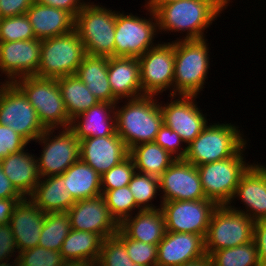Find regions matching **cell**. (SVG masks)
Returning a JSON list of instances; mask_svg holds the SVG:
<instances>
[{"instance_id":"obj_12","label":"cell","mask_w":266,"mask_h":266,"mask_svg":"<svg viewBox=\"0 0 266 266\" xmlns=\"http://www.w3.org/2000/svg\"><path fill=\"white\" fill-rule=\"evenodd\" d=\"M0 124L9 126L28 142H35L46 130L24 93L14 83L7 82L0 88Z\"/></svg>"},{"instance_id":"obj_4","label":"cell","mask_w":266,"mask_h":266,"mask_svg":"<svg viewBox=\"0 0 266 266\" xmlns=\"http://www.w3.org/2000/svg\"><path fill=\"white\" fill-rule=\"evenodd\" d=\"M231 123H210L187 146L184 160L199 166L236 155L246 144L244 135Z\"/></svg>"},{"instance_id":"obj_6","label":"cell","mask_w":266,"mask_h":266,"mask_svg":"<svg viewBox=\"0 0 266 266\" xmlns=\"http://www.w3.org/2000/svg\"><path fill=\"white\" fill-rule=\"evenodd\" d=\"M27 97L36 110L38 119L45 129L69 128L68 115L57 79L26 76L13 82Z\"/></svg>"},{"instance_id":"obj_20","label":"cell","mask_w":266,"mask_h":266,"mask_svg":"<svg viewBox=\"0 0 266 266\" xmlns=\"http://www.w3.org/2000/svg\"><path fill=\"white\" fill-rule=\"evenodd\" d=\"M129 156V150L117 132L104 137L80 140V159L100 176Z\"/></svg>"},{"instance_id":"obj_29","label":"cell","mask_w":266,"mask_h":266,"mask_svg":"<svg viewBox=\"0 0 266 266\" xmlns=\"http://www.w3.org/2000/svg\"><path fill=\"white\" fill-rule=\"evenodd\" d=\"M109 57L86 55L78 66L76 76L85 83L99 102L117 103L108 80Z\"/></svg>"},{"instance_id":"obj_5","label":"cell","mask_w":266,"mask_h":266,"mask_svg":"<svg viewBox=\"0 0 266 266\" xmlns=\"http://www.w3.org/2000/svg\"><path fill=\"white\" fill-rule=\"evenodd\" d=\"M116 11L87 2L75 17L77 32L86 55L114 57Z\"/></svg>"},{"instance_id":"obj_47","label":"cell","mask_w":266,"mask_h":266,"mask_svg":"<svg viewBox=\"0 0 266 266\" xmlns=\"http://www.w3.org/2000/svg\"><path fill=\"white\" fill-rule=\"evenodd\" d=\"M253 240L258 250L261 266H266V218L255 221Z\"/></svg>"},{"instance_id":"obj_44","label":"cell","mask_w":266,"mask_h":266,"mask_svg":"<svg viewBox=\"0 0 266 266\" xmlns=\"http://www.w3.org/2000/svg\"><path fill=\"white\" fill-rule=\"evenodd\" d=\"M27 145L29 142L24 137L9 126L0 124V163L4 157L27 148Z\"/></svg>"},{"instance_id":"obj_11","label":"cell","mask_w":266,"mask_h":266,"mask_svg":"<svg viewBox=\"0 0 266 266\" xmlns=\"http://www.w3.org/2000/svg\"><path fill=\"white\" fill-rule=\"evenodd\" d=\"M46 129L35 141L42 146L37 158L41 178L62 175L72 164L80 159V140L69 129ZM54 133V134H53Z\"/></svg>"},{"instance_id":"obj_46","label":"cell","mask_w":266,"mask_h":266,"mask_svg":"<svg viewBox=\"0 0 266 266\" xmlns=\"http://www.w3.org/2000/svg\"><path fill=\"white\" fill-rule=\"evenodd\" d=\"M34 0H0V16L2 18L26 14Z\"/></svg>"},{"instance_id":"obj_22","label":"cell","mask_w":266,"mask_h":266,"mask_svg":"<svg viewBox=\"0 0 266 266\" xmlns=\"http://www.w3.org/2000/svg\"><path fill=\"white\" fill-rule=\"evenodd\" d=\"M45 214L29 198L14 206L9 224L19 252L38 246Z\"/></svg>"},{"instance_id":"obj_25","label":"cell","mask_w":266,"mask_h":266,"mask_svg":"<svg viewBox=\"0 0 266 266\" xmlns=\"http://www.w3.org/2000/svg\"><path fill=\"white\" fill-rule=\"evenodd\" d=\"M27 151L28 149L24 148L19 152L11 153L0 163L7 178L24 198L32 195L41 179L37 155Z\"/></svg>"},{"instance_id":"obj_24","label":"cell","mask_w":266,"mask_h":266,"mask_svg":"<svg viewBox=\"0 0 266 266\" xmlns=\"http://www.w3.org/2000/svg\"><path fill=\"white\" fill-rule=\"evenodd\" d=\"M108 80L118 100L145 96L141 88L138 57H109Z\"/></svg>"},{"instance_id":"obj_41","label":"cell","mask_w":266,"mask_h":266,"mask_svg":"<svg viewBox=\"0 0 266 266\" xmlns=\"http://www.w3.org/2000/svg\"><path fill=\"white\" fill-rule=\"evenodd\" d=\"M17 261L19 266H64L67 263L60 251L39 246L19 252Z\"/></svg>"},{"instance_id":"obj_7","label":"cell","mask_w":266,"mask_h":266,"mask_svg":"<svg viewBox=\"0 0 266 266\" xmlns=\"http://www.w3.org/2000/svg\"><path fill=\"white\" fill-rule=\"evenodd\" d=\"M245 149L246 145L236 155L225 160L196 166L206 199L218 206L230 204L242 175L252 165L243 157Z\"/></svg>"},{"instance_id":"obj_27","label":"cell","mask_w":266,"mask_h":266,"mask_svg":"<svg viewBox=\"0 0 266 266\" xmlns=\"http://www.w3.org/2000/svg\"><path fill=\"white\" fill-rule=\"evenodd\" d=\"M126 218L119 229L130 239L156 244L163 239L166 232L164 214L161 208L140 210Z\"/></svg>"},{"instance_id":"obj_36","label":"cell","mask_w":266,"mask_h":266,"mask_svg":"<svg viewBox=\"0 0 266 266\" xmlns=\"http://www.w3.org/2000/svg\"><path fill=\"white\" fill-rule=\"evenodd\" d=\"M131 193L133 194L136 206L140 210H153L161 208L154 206L152 200L157 196L160 186L159 178L153 175L142 174L136 171L128 185Z\"/></svg>"},{"instance_id":"obj_28","label":"cell","mask_w":266,"mask_h":266,"mask_svg":"<svg viewBox=\"0 0 266 266\" xmlns=\"http://www.w3.org/2000/svg\"><path fill=\"white\" fill-rule=\"evenodd\" d=\"M29 199L44 213L67 212L76 203L62 175L41 178Z\"/></svg>"},{"instance_id":"obj_18","label":"cell","mask_w":266,"mask_h":266,"mask_svg":"<svg viewBox=\"0 0 266 266\" xmlns=\"http://www.w3.org/2000/svg\"><path fill=\"white\" fill-rule=\"evenodd\" d=\"M67 213L71 229L95 233L103 240L119 231V224L108 210L102 194L76 201Z\"/></svg>"},{"instance_id":"obj_42","label":"cell","mask_w":266,"mask_h":266,"mask_svg":"<svg viewBox=\"0 0 266 266\" xmlns=\"http://www.w3.org/2000/svg\"><path fill=\"white\" fill-rule=\"evenodd\" d=\"M135 173L136 168L133 159L128 156L121 163L101 175V190H114L128 186Z\"/></svg>"},{"instance_id":"obj_9","label":"cell","mask_w":266,"mask_h":266,"mask_svg":"<svg viewBox=\"0 0 266 266\" xmlns=\"http://www.w3.org/2000/svg\"><path fill=\"white\" fill-rule=\"evenodd\" d=\"M144 7L149 19L116 11L114 57H140L157 45L154 43L155 36L159 34L156 14Z\"/></svg>"},{"instance_id":"obj_17","label":"cell","mask_w":266,"mask_h":266,"mask_svg":"<svg viewBox=\"0 0 266 266\" xmlns=\"http://www.w3.org/2000/svg\"><path fill=\"white\" fill-rule=\"evenodd\" d=\"M41 40H19L0 42V72L7 76L4 82L36 76L40 62Z\"/></svg>"},{"instance_id":"obj_31","label":"cell","mask_w":266,"mask_h":266,"mask_svg":"<svg viewBox=\"0 0 266 266\" xmlns=\"http://www.w3.org/2000/svg\"><path fill=\"white\" fill-rule=\"evenodd\" d=\"M62 176L66 189L75 201L102 194L101 176L81 159L72 164Z\"/></svg>"},{"instance_id":"obj_32","label":"cell","mask_w":266,"mask_h":266,"mask_svg":"<svg viewBox=\"0 0 266 266\" xmlns=\"http://www.w3.org/2000/svg\"><path fill=\"white\" fill-rule=\"evenodd\" d=\"M129 156L133 159L137 172L158 178L176 160L155 142L134 146L129 150Z\"/></svg>"},{"instance_id":"obj_50","label":"cell","mask_w":266,"mask_h":266,"mask_svg":"<svg viewBox=\"0 0 266 266\" xmlns=\"http://www.w3.org/2000/svg\"><path fill=\"white\" fill-rule=\"evenodd\" d=\"M24 198L0 199V224L9 223L14 206Z\"/></svg>"},{"instance_id":"obj_38","label":"cell","mask_w":266,"mask_h":266,"mask_svg":"<svg viewBox=\"0 0 266 266\" xmlns=\"http://www.w3.org/2000/svg\"><path fill=\"white\" fill-rule=\"evenodd\" d=\"M95 266H140L127 254L124 242L115 234L103 240L100 256Z\"/></svg>"},{"instance_id":"obj_23","label":"cell","mask_w":266,"mask_h":266,"mask_svg":"<svg viewBox=\"0 0 266 266\" xmlns=\"http://www.w3.org/2000/svg\"><path fill=\"white\" fill-rule=\"evenodd\" d=\"M116 103L98 102L71 120L69 129L79 139L104 137L116 133Z\"/></svg>"},{"instance_id":"obj_48","label":"cell","mask_w":266,"mask_h":266,"mask_svg":"<svg viewBox=\"0 0 266 266\" xmlns=\"http://www.w3.org/2000/svg\"><path fill=\"white\" fill-rule=\"evenodd\" d=\"M34 1L42 5L65 10L66 12L70 13L74 18L84 7V5L88 2L85 0H34Z\"/></svg>"},{"instance_id":"obj_40","label":"cell","mask_w":266,"mask_h":266,"mask_svg":"<svg viewBox=\"0 0 266 266\" xmlns=\"http://www.w3.org/2000/svg\"><path fill=\"white\" fill-rule=\"evenodd\" d=\"M116 235L124 242L131 261L140 266H157V245L128 238L120 229Z\"/></svg>"},{"instance_id":"obj_13","label":"cell","mask_w":266,"mask_h":266,"mask_svg":"<svg viewBox=\"0 0 266 266\" xmlns=\"http://www.w3.org/2000/svg\"><path fill=\"white\" fill-rule=\"evenodd\" d=\"M142 93L148 96L173 95L175 41L160 42L138 57Z\"/></svg>"},{"instance_id":"obj_15","label":"cell","mask_w":266,"mask_h":266,"mask_svg":"<svg viewBox=\"0 0 266 266\" xmlns=\"http://www.w3.org/2000/svg\"><path fill=\"white\" fill-rule=\"evenodd\" d=\"M168 97L171 98L169 103H160L163 123L175 131L188 146L208 125V119L195 103L197 96L168 94Z\"/></svg>"},{"instance_id":"obj_3","label":"cell","mask_w":266,"mask_h":266,"mask_svg":"<svg viewBox=\"0 0 266 266\" xmlns=\"http://www.w3.org/2000/svg\"><path fill=\"white\" fill-rule=\"evenodd\" d=\"M207 39L175 40L173 95L198 96L210 69Z\"/></svg>"},{"instance_id":"obj_54","label":"cell","mask_w":266,"mask_h":266,"mask_svg":"<svg viewBox=\"0 0 266 266\" xmlns=\"http://www.w3.org/2000/svg\"><path fill=\"white\" fill-rule=\"evenodd\" d=\"M64 266H90V265L82 263H66Z\"/></svg>"},{"instance_id":"obj_1","label":"cell","mask_w":266,"mask_h":266,"mask_svg":"<svg viewBox=\"0 0 266 266\" xmlns=\"http://www.w3.org/2000/svg\"><path fill=\"white\" fill-rule=\"evenodd\" d=\"M232 0H179L161 5L156 11L159 33L183 32L181 40L206 38L205 30Z\"/></svg>"},{"instance_id":"obj_16","label":"cell","mask_w":266,"mask_h":266,"mask_svg":"<svg viewBox=\"0 0 266 266\" xmlns=\"http://www.w3.org/2000/svg\"><path fill=\"white\" fill-rule=\"evenodd\" d=\"M159 186L160 203L206 199L197 167L184 159H176L162 173Z\"/></svg>"},{"instance_id":"obj_14","label":"cell","mask_w":266,"mask_h":266,"mask_svg":"<svg viewBox=\"0 0 266 266\" xmlns=\"http://www.w3.org/2000/svg\"><path fill=\"white\" fill-rule=\"evenodd\" d=\"M167 232L207 234L217 204L209 199L161 202Z\"/></svg>"},{"instance_id":"obj_43","label":"cell","mask_w":266,"mask_h":266,"mask_svg":"<svg viewBox=\"0 0 266 266\" xmlns=\"http://www.w3.org/2000/svg\"><path fill=\"white\" fill-rule=\"evenodd\" d=\"M156 144H159L163 149H165L170 155L175 159H184L187 146L183 145V140L181 137L164 123L158 131L155 141ZM184 147H181L182 145Z\"/></svg>"},{"instance_id":"obj_49","label":"cell","mask_w":266,"mask_h":266,"mask_svg":"<svg viewBox=\"0 0 266 266\" xmlns=\"http://www.w3.org/2000/svg\"><path fill=\"white\" fill-rule=\"evenodd\" d=\"M24 198L3 172L0 164V199Z\"/></svg>"},{"instance_id":"obj_19","label":"cell","mask_w":266,"mask_h":266,"mask_svg":"<svg viewBox=\"0 0 266 266\" xmlns=\"http://www.w3.org/2000/svg\"><path fill=\"white\" fill-rule=\"evenodd\" d=\"M235 199L241 200L245 209L231 205L236 201ZM228 206L232 210L246 214L253 221L266 218V165L257 162L247 169Z\"/></svg>"},{"instance_id":"obj_52","label":"cell","mask_w":266,"mask_h":266,"mask_svg":"<svg viewBox=\"0 0 266 266\" xmlns=\"http://www.w3.org/2000/svg\"><path fill=\"white\" fill-rule=\"evenodd\" d=\"M174 1H179V0H145L146 2L145 6L155 12L161 5H164L166 3H171Z\"/></svg>"},{"instance_id":"obj_2","label":"cell","mask_w":266,"mask_h":266,"mask_svg":"<svg viewBox=\"0 0 266 266\" xmlns=\"http://www.w3.org/2000/svg\"><path fill=\"white\" fill-rule=\"evenodd\" d=\"M156 96H142L127 99L123 106L115 105L116 132L128 150L141 143L154 142L163 125L160 99ZM118 106V107H117Z\"/></svg>"},{"instance_id":"obj_8","label":"cell","mask_w":266,"mask_h":266,"mask_svg":"<svg viewBox=\"0 0 266 266\" xmlns=\"http://www.w3.org/2000/svg\"><path fill=\"white\" fill-rule=\"evenodd\" d=\"M86 56L84 44L77 32L41 40L37 77L58 79L75 75Z\"/></svg>"},{"instance_id":"obj_21","label":"cell","mask_w":266,"mask_h":266,"mask_svg":"<svg viewBox=\"0 0 266 266\" xmlns=\"http://www.w3.org/2000/svg\"><path fill=\"white\" fill-rule=\"evenodd\" d=\"M204 255L202 235L166 231L157 245V266H180Z\"/></svg>"},{"instance_id":"obj_51","label":"cell","mask_w":266,"mask_h":266,"mask_svg":"<svg viewBox=\"0 0 266 266\" xmlns=\"http://www.w3.org/2000/svg\"><path fill=\"white\" fill-rule=\"evenodd\" d=\"M180 266H212V265H211L210 256L206 254L196 260L186 262Z\"/></svg>"},{"instance_id":"obj_35","label":"cell","mask_w":266,"mask_h":266,"mask_svg":"<svg viewBox=\"0 0 266 266\" xmlns=\"http://www.w3.org/2000/svg\"><path fill=\"white\" fill-rule=\"evenodd\" d=\"M212 266H261L255 241L232 248H224L210 255Z\"/></svg>"},{"instance_id":"obj_33","label":"cell","mask_w":266,"mask_h":266,"mask_svg":"<svg viewBox=\"0 0 266 266\" xmlns=\"http://www.w3.org/2000/svg\"><path fill=\"white\" fill-rule=\"evenodd\" d=\"M68 115L71 119L87 111L99 100L90 92L76 75L64 76L57 79Z\"/></svg>"},{"instance_id":"obj_26","label":"cell","mask_w":266,"mask_h":266,"mask_svg":"<svg viewBox=\"0 0 266 266\" xmlns=\"http://www.w3.org/2000/svg\"><path fill=\"white\" fill-rule=\"evenodd\" d=\"M26 15L36 39H47L68 34L74 30L75 18L55 7L33 2Z\"/></svg>"},{"instance_id":"obj_10","label":"cell","mask_w":266,"mask_h":266,"mask_svg":"<svg viewBox=\"0 0 266 266\" xmlns=\"http://www.w3.org/2000/svg\"><path fill=\"white\" fill-rule=\"evenodd\" d=\"M254 224L246 214L232 210L228 205L217 206L204 238L206 254L252 241Z\"/></svg>"},{"instance_id":"obj_34","label":"cell","mask_w":266,"mask_h":266,"mask_svg":"<svg viewBox=\"0 0 266 266\" xmlns=\"http://www.w3.org/2000/svg\"><path fill=\"white\" fill-rule=\"evenodd\" d=\"M70 230V216L67 212L46 213L38 246L60 251L63 241L68 236Z\"/></svg>"},{"instance_id":"obj_45","label":"cell","mask_w":266,"mask_h":266,"mask_svg":"<svg viewBox=\"0 0 266 266\" xmlns=\"http://www.w3.org/2000/svg\"><path fill=\"white\" fill-rule=\"evenodd\" d=\"M15 252V253H14ZM17 253V255H15ZM19 250L9 223L0 224V261L17 259ZM16 256V257H15ZM12 257H15L14 259Z\"/></svg>"},{"instance_id":"obj_39","label":"cell","mask_w":266,"mask_h":266,"mask_svg":"<svg viewBox=\"0 0 266 266\" xmlns=\"http://www.w3.org/2000/svg\"><path fill=\"white\" fill-rule=\"evenodd\" d=\"M36 38L26 14L0 19V42Z\"/></svg>"},{"instance_id":"obj_37","label":"cell","mask_w":266,"mask_h":266,"mask_svg":"<svg viewBox=\"0 0 266 266\" xmlns=\"http://www.w3.org/2000/svg\"><path fill=\"white\" fill-rule=\"evenodd\" d=\"M102 195L108 210L119 225L132 216L136 209L140 211L128 186L114 190H102Z\"/></svg>"},{"instance_id":"obj_53","label":"cell","mask_w":266,"mask_h":266,"mask_svg":"<svg viewBox=\"0 0 266 266\" xmlns=\"http://www.w3.org/2000/svg\"><path fill=\"white\" fill-rule=\"evenodd\" d=\"M10 260L7 261H0V266H19V263L17 261V259H15L14 261H10V263H8ZM12 263V264H11Z\"/></svg>"},{"instance_id":"obj_30","label":"cell","mask_w":266,"mask_h":266,"mask_svg":"<svg viewBox=\"0 0 266 266\" xmlns=\"http://www.w3.org/2000/svg\"><path fill=\"white\" fill-rule=\"evenodd\" d=\"M103 239L89 231L71 229L61 247L67 263H82L95 266L101 252Z\"/></svg>"}]
</instances>
